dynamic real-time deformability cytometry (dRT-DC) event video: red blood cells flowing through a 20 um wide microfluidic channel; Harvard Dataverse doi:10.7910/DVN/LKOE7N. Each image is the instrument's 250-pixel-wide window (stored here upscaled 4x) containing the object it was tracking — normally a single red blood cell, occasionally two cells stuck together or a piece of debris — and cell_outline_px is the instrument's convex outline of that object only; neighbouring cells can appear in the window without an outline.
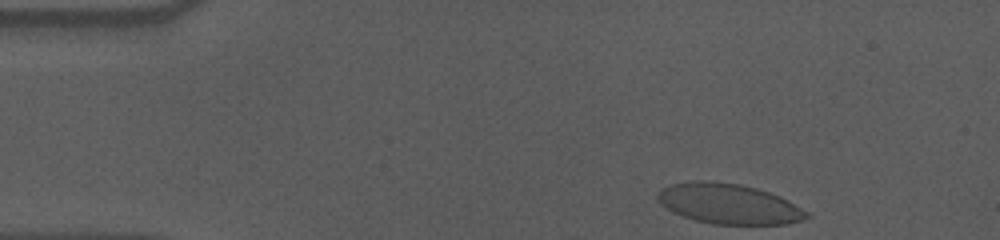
{"species": "human", "species_latin": "Homo sapiens", "temperature_condition": "cold", "stored_images_in_passage": 40, "camera_frame_rate_fps": 3000, "um_per_image_px": 0.085, "donor": {"sex": "male"}, "frame": {"image": 1, "passage_image": 1, "time_ms": 0.0, "image_size_px": [1000, 240], "cell_outline_px": [[812, 216], [804, 220], [788, 224], [712, 224], [696, 220], [684, 216], [660, 204], [656, 196], [664, 188], [672, 184], [696, 180], [712, 180], [740, 184], [756, 188], [780, 196], [788, 200], [808, 212]], "centroid_in_image_um": [61.99, 17.32], "position_along_channel_um": 23.0, "area_um2": 34.8}}
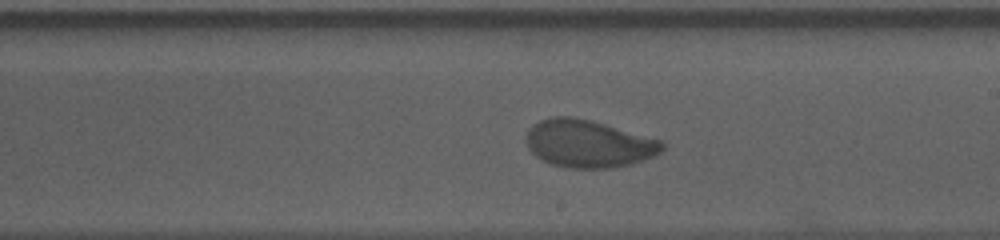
{"frame": {"image": 2, "passage_image": 26, "time_ms": 8.333, "image_size_px": [1000, 240], "cell_outline_px": [[664, 148], [660, 152], [652, 156], [632, 164], [612, 168], [568, 168], [552, 164], [536, 156], [528, 148], [528, 128], [532, 124], [540, 120], [552, 116], [572, 116], [592, 120], [664, 140]], "centroid_in_image_um": [50.05, 12.2], "position_along_channel_um": 239.0, "area_um2": 37.86}}
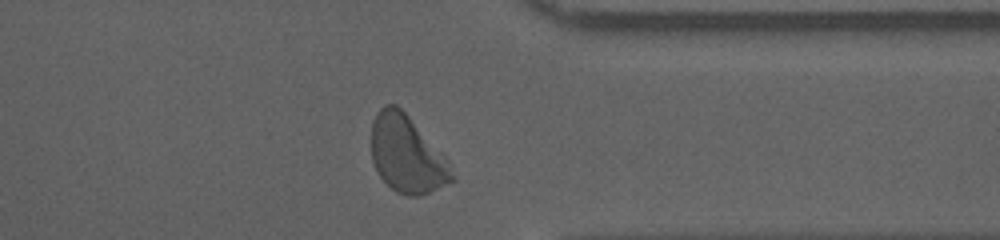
{"frame": {"image": 3, "passage_image": 38, "time_ms": 12.333, "image_size_px": [1000, 240], "cell_outline_px": [[456, 180], [420, 196], [408, 196], [396, 192], [380, 176], [372, 160], [372, 120], [376, 112], [384, 104], [396, 104], [408, 116], [452, 164], [456, 176]], "centroid_in_image_um": [34.61, 13.13], "position_along_channel_um": 376.8, "area_um2": 36.13}, "authors_computed_cell_mechanics": {"area_um2": 37.3388, "velocity_mm_per_s": 3.5655, "shape_relaxation_time_tau1_ms": 5.1591, "shape_relaxation_time_tau2_ms": 0.8654, "deformation_change_tau1": 0.1667, "deformation_change_tau2": 0.0517}}